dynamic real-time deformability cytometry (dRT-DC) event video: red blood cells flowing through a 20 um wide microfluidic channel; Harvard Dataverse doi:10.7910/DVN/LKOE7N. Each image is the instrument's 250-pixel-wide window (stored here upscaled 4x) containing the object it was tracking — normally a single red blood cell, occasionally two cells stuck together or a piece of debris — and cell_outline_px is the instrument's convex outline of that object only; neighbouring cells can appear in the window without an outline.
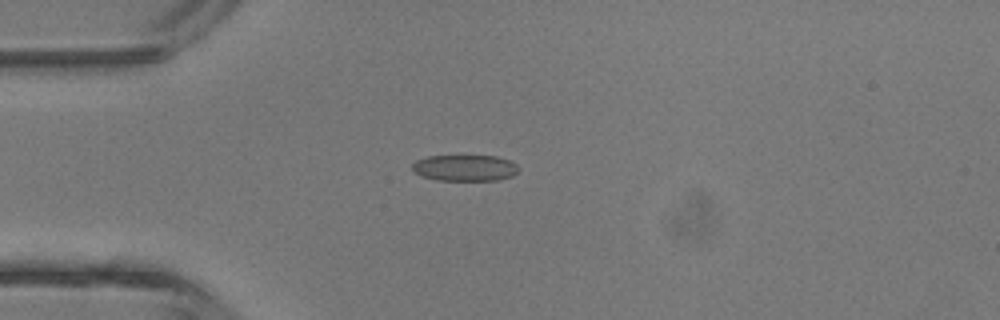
{"species": "common noctule bat (a hibernating species)", "species_latin": "Nyctalus noctula", "temperature_condition": "room temperature", "stored_images_in_passage": 4, "camera_frame_rate_fps": 3000, "um_per_image_px": 0.085, "animal": {"sex": "male", "body_mass_g": 13.3}, "frame": {"image": 1, "passage_image": 3, "time_ms": 2.333, "image_size_px": [1000, 320], "cell_outline_px": [[520, 168], [512, 176], [496, 180], [436, 180], [420, 176], [412, 172], [412, 164], [416, 160], [428, 156], [496, 156], [508, 160], [516, 164]], "centroid_in_image_um": [39.47, 14.27], "position_along_channel_um": 45.5, "area_um2": 16.3}}